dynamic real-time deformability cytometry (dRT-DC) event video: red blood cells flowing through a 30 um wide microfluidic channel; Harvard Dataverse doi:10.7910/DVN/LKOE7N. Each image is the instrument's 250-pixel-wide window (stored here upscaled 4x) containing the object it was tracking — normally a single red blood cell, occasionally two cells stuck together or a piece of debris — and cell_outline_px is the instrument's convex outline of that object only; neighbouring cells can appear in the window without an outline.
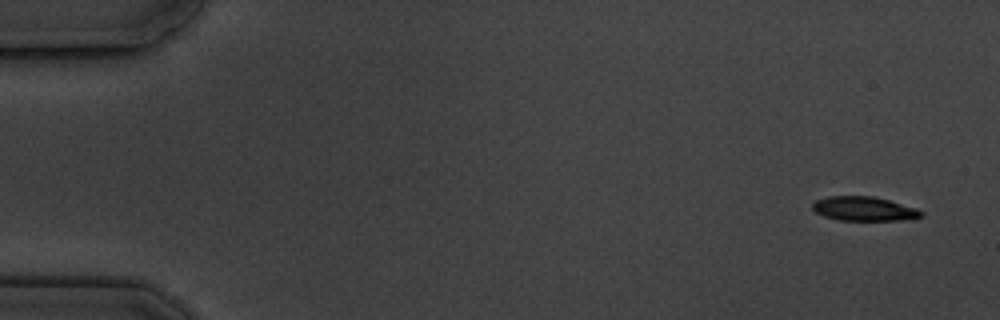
{"species": "common noctule bat (a hibernating species)", "species_latin": "Nyctalus noctula", "temperature_condition": "cold", "stored_images_in_passage": 5, "segment_of_instrument_passage": [1, 2], "camera_frame_rate_fps": 3000, "um_per_image_px": 0.085, "animal": {"sex": "male", "body_mass_g": 19.5, "forearm_length_mm": 54.6}, "frame": {"image": 1, "passage_image": 1, "time_ms": 0.0, "image_size_px": [1000, 320], "cell_outline_px": [[924, 216], [912, 220], [840, 220], [824, 216], [816, 212], [812, 208], [812, 204], [816, 200], [828, 196], [872, 196], [888, 200], [916, 208], [924, 212]], "centroid_in_image_um": [73.48, 17.75], "position_along_channel_um": 11.5, "area_um2": 15.37}}
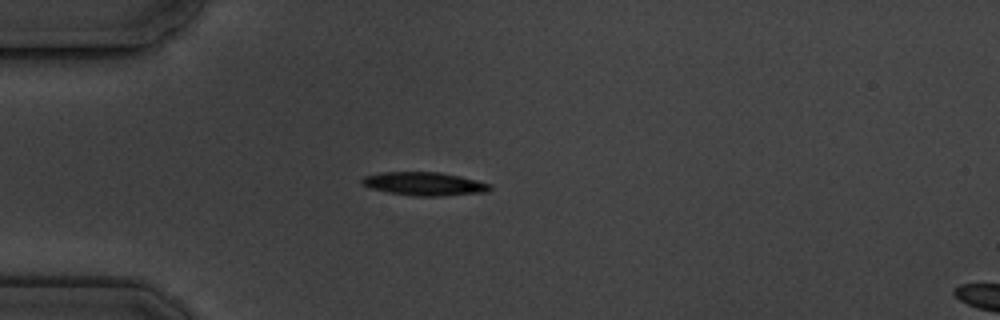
{"frame": {"image": 2, "passage_image": 4, "time_ms": 4.333, "image_size_px": [1000, 320], "cell_outline_px": [[492, 188], [488, 192], [440, 196], [416, 196], [388, 192], [368, 188], [360, 184], [360, 180], [364, 176], [380, 172], [440, 172], [460, 176], [492, 184]], "centroid_in_image_um": [36.05, 15.62], "position_along_channel_um": 49.0, "area_um2": 17.63}}